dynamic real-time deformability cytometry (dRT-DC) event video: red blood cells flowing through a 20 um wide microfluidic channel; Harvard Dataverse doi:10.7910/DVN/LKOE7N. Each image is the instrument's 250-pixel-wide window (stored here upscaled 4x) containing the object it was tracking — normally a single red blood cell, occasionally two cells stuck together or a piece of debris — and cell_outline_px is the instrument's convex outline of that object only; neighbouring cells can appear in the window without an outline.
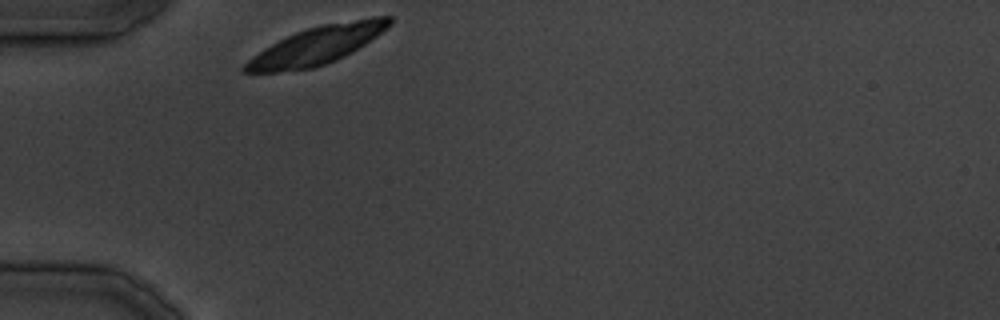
{"species": "common noctule bat (a hibernating species)", "species_latin": "Nyctalus noctula", "temperature_condition": "cold", "stored_images_in_passage": 16, "camera_frame_rate_fps": 3000, "um_per_image_px": 0.085, "animal": {"sex": "male", "body_mass_g": 19.5, "forearm_length_mm": 54.6}, "frame": {"image": 1, "passage_image": 1, "time_ms": 0.0, "image_size_px": [1000, 320], "cell_outline_px": [[392, 24], [376, 36], [364, 44], [344, 56], [336, 60], [312, 68], [276, 72], [244, 72], [240, 68], [252, 56], [264, 48], [296, 32], [320, 24], [372, 16], [392, 16]], "centroid_in_image_um": [26.95, 3.83], "position_along_channel_um": 58.1, "area_um2": 31.67}}